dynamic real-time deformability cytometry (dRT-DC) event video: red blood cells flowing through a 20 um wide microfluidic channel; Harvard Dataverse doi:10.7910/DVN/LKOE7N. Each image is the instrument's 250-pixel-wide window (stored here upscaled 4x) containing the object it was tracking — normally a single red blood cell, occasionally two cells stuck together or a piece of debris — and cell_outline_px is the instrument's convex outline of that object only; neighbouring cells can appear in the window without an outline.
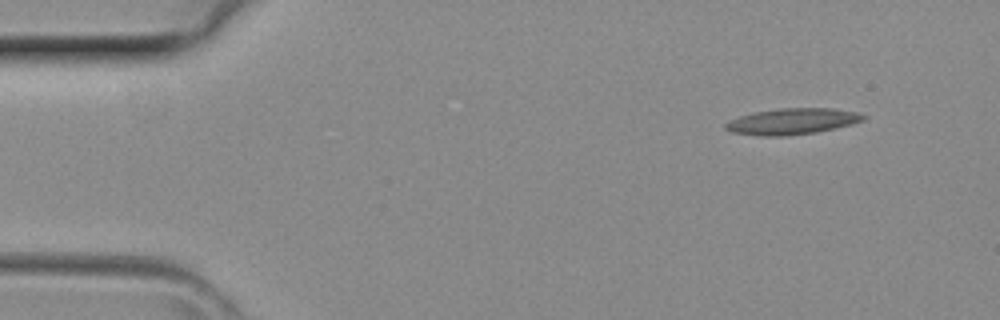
{"species": "common noctule bat (a hibernating species)", "species_latin": "Nyctalus noctula", "temperature_condition": "room temperature", "stored_images_in_passage": 4, "segment_of_instrument_passage": [1, 2], "camera_frame_rate_fps": 3000, "um_per_image_px": 0.085, "animal": {"sex": "female", "body_mass_g": 29.2, "forearm_length_mm": 56.3}, "frame": {"image": 1, "passage_image": 1, "time_ms": 0.0, "image_size_px": [1000, 320], "cell_outline_px": [[868, 116], [864, 120], [852, 124], [816, 132], [788, 136], [760, 136], [732, 132], [724, 128], [724, 124], [740, 116], [756, 112], [780, 108], [832, 108], [856, 112]], "centroid_in_image_um": [67.36, 10.32], "position_along_channel_um": 17.6, "area_um2": 20.87}}